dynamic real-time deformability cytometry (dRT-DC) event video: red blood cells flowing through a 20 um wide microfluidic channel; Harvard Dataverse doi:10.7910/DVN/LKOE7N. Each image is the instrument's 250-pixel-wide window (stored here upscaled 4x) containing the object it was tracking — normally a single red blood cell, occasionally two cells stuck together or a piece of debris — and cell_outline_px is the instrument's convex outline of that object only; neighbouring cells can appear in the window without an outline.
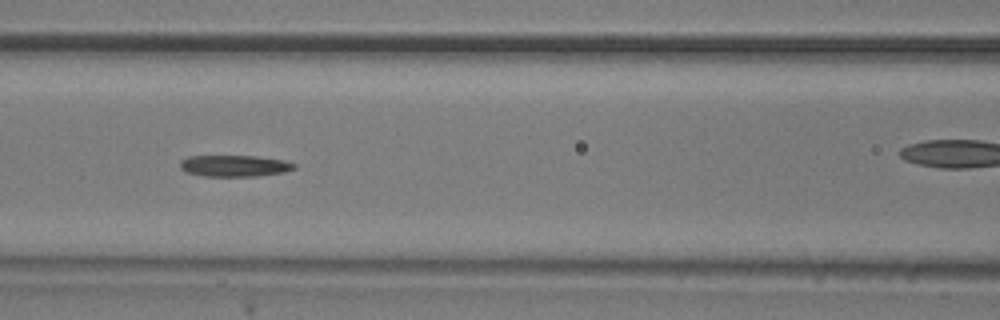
{"species": "common noctule bat (a hibernating species)", "species_latin": "Nyctalus noctula", "temperature_condition": "room temperature", "stored_images_in_passage": 8, "camera_frame_rate_fps": 3000, "um_per_image_px": 0.085, "animal": {"sex": "male", "body_mass_g": 20.5, "forearm_length_mm": 52.5}, "frame": {"image": 1, "passage_image": 6, "time_ms": 5.667, "image_size_px": [1000, 320], "cell_outline_px": [[296, 168], [284, 172], [256, 176], [204, 176], [188, 172], [180, 168], [180, 160], [188, 156], [256, 156], [284, 160], [296, 164]], "centroid_in_image_um": [19.94, 14.09], "position_along_channel_um": 146.7, "area_um2": 14.22}}
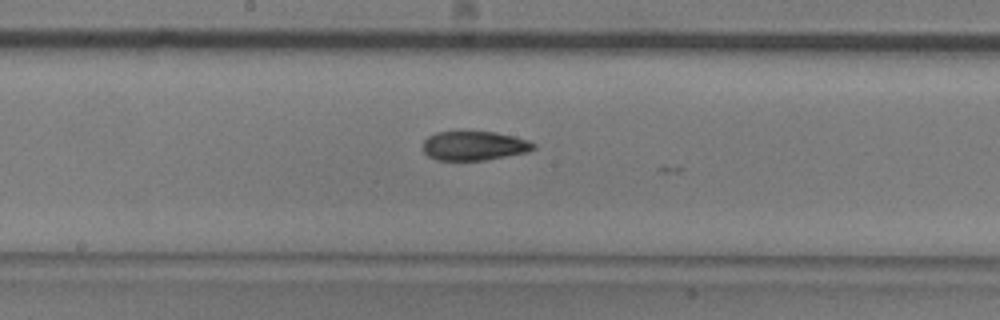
{"frame": {"image": 2, "passage_image": 8, "time_ms": 9.0, "image_size_px": [1000, 320], "cell_outline_px": [[536, 148], [528, 152], [484, 160], [436, 160], [428, 156], [424, 152], [424, 140], [428, 136], [436, 132], [456, 128], [496, 132], [516, 136], [528, 140], [536, 144]], "centroid_in_image_um": [40.29, 12.33], "position_along_channel_um": 207.9, "area_um2": 19.71}}